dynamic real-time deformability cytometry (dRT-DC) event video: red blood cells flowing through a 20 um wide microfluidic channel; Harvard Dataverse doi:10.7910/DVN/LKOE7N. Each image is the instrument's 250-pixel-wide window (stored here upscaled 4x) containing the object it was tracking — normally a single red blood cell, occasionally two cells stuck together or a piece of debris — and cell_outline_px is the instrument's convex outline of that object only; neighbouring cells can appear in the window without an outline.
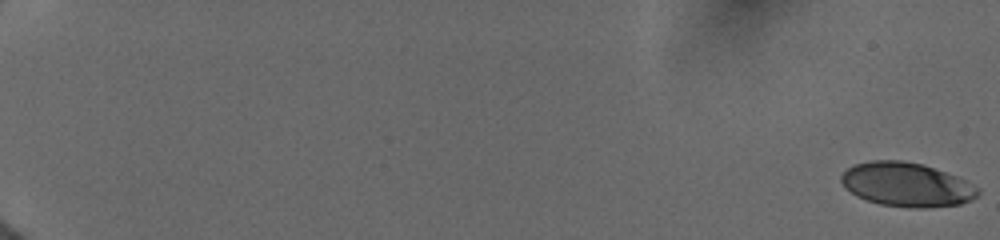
{"species": "human", "species_latin": "Homo sapiens", "temperature_condition": "cold", "stored_images_in_passage": 17, "camera_frame_rate_fps": 3000, "um_per_image_px": 0.085, "donor": {"sex": "female"}, "frame": {"image": 1, "passage_image": 1, "time_ms": 0.0, "image_size_px": [1000, 240], "cell_outline_px": [[980, 192], [972, 200], [960, 204], [924, 208], [908, 208], [880, 204], [856, 196], [844, 188], [840, 180], [840, 176], [852, 164], [872, 160], [904, 160], [924, 164], [968, 180], [980, 188]], "centroid_in_image_um": [77.07, 15.68], "position_along_channel_um": 7.9, "area_um2": 35.6}}
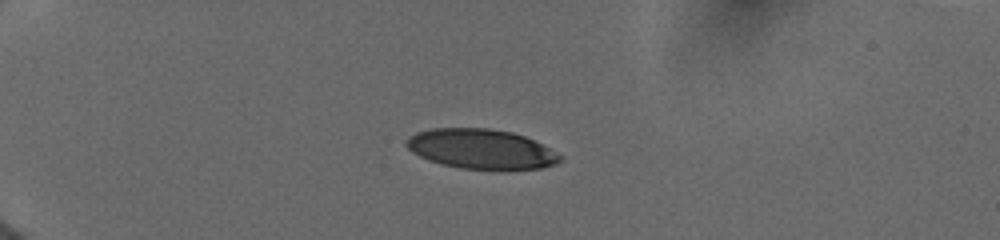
{"frame": {"image": 2, "passage_image": 12, "time_ms": 5.333, "image_size_px": [1000, 240], "cell_outline_px": [[564, 160], [556, 164], [540, 168], [460, 168], [428, 160], [412, 152], [404, 144], [404, 140], [408, 136], [416, 132], [432, 128], [488, 128], [512, 132], [524, 136], [564, 156]], "centroid_in_image_um": [40.86, 12.64], "position_along_channel_um": 44.1, "area_um2": 35.26}}
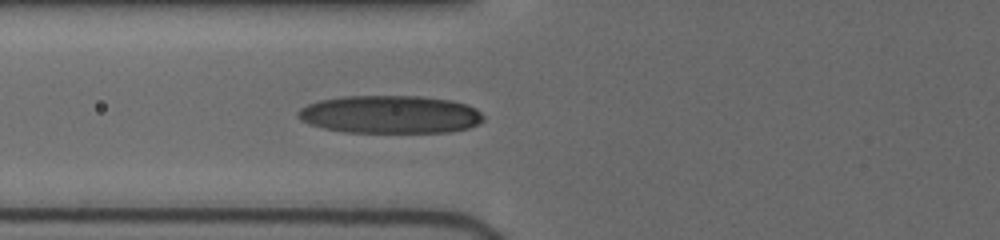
{"frame": {"image": 3, "passage_image": 17, "time_ms": 8.0, "image_size_px": [1000, 240], "cell_outline_px": [[484, 120], [480, 124], [468, 128], [448, 132], [344, 132], [324, 128], [308, 124], [300, 120], [296, 116], [296, 112], [300, 108], [308, 104], [320, 100], [344, 96], [420, 96], [452, 100], [468, 104], [476, 108], [484, 116]], "centroid_in_image_um": [33.17, 9.72], "position_along_channel_um": 92.6, "area_um2": 41.33}}